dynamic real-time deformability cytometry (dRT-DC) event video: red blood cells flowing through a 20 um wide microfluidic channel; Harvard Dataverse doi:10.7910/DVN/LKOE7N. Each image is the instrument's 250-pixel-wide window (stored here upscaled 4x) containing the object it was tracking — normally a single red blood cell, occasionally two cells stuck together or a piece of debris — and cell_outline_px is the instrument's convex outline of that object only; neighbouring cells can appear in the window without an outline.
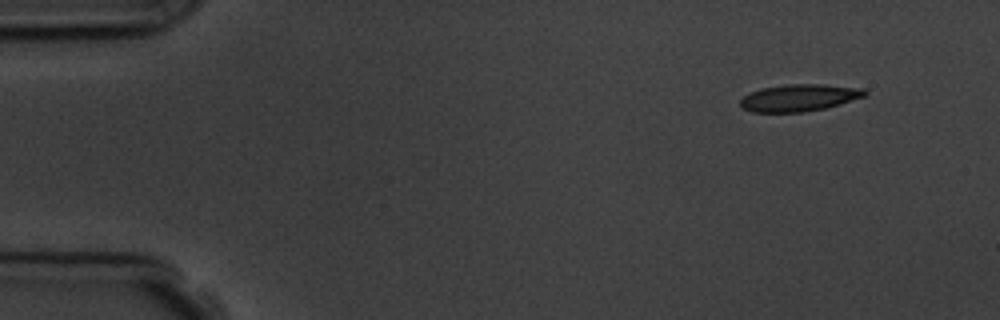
{"species": "common noctule bat (a hibernating species)", "species_latin": "Nyctalus noctula", "temperature_condition": "room temperature", "stored_images_in_passage": 5, "camera_frame_rate_fps": 3000, "um_per_image_px": 0.085, "animal": {"sex": "male", "body_mass_g": 19.5, "forearm_length_mm": 54.6}, "frame": {"image": 1, "passage_image": 1, "time_ms": 0.0, "image_size_px": [1000, 320], "cell_outline_px": [[868, 92], [864, 96], [840, 104], [824, 108], [804, 112], [752, 112], [744, 108], [740, 104], [740, 100], [744, 96], [760, 88], [788, 84], [820, 84], [864, 88]], "centroid_in_image_um": [67.94, 8.3], "position_along_channel_um": 17.1, "area_um2": 19.48}}
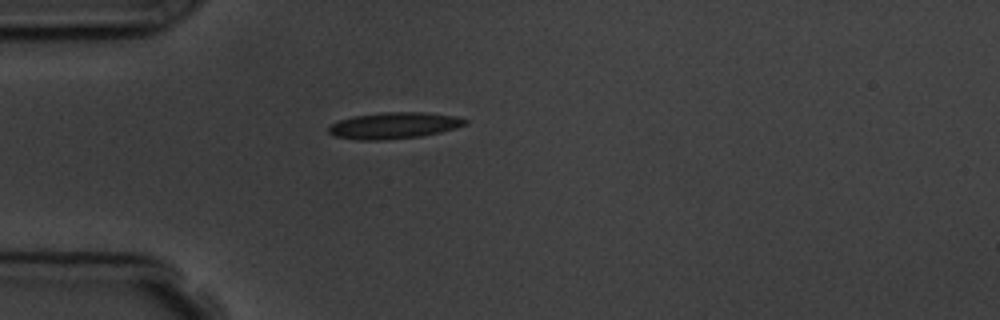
{"frame": {"image": 2, "passage_image": 4, "time_ms": 3.333, "image_size_px": [1000, 320], "cell_outline_px": [[468, 124], [456, 128], [440, 132], [420, 136], [380, 140], [360, 140], [336, 136], [328, 132], [328, 128], [332, 124], [340, 120], [356, 116], [384, 112], [424, 112], [456, 116], [468, 120]], "centroid_in_image_um": [33.54, 10.66], "position_along_channel_um": 51.5, "area_um2": 20.75}}